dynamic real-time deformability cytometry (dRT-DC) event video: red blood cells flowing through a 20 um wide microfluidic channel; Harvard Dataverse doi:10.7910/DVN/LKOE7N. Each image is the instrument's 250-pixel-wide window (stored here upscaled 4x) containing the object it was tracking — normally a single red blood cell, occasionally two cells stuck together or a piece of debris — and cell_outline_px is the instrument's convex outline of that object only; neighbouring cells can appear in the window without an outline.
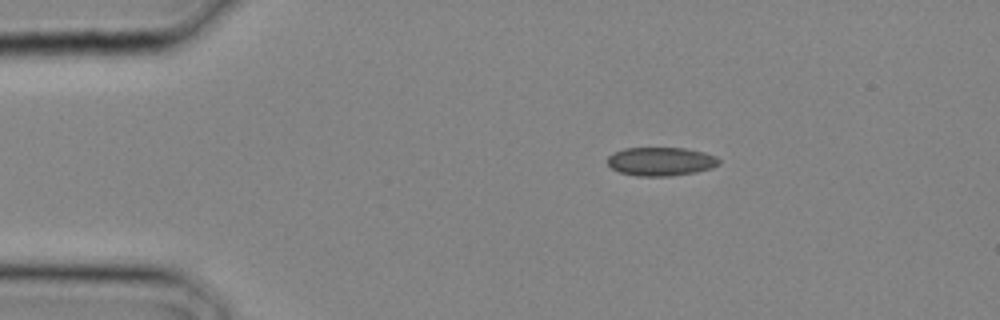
{"species": "common noctule bat (a hibernating species)", "species_latin": "Nyctalus noctula", "temperature_condition": "cold", "stored_images_in_passage": 2, "camera_frame_rate_fps": 3000, "um_per_image_px": 0.085, "animal": {"sex": "male", "body_mass_g": 20.4}, "frame": {"image": 1, "passage_image": 1, "time_ms": 0.0, "image_size_px": [1000, 320], "cell_outline_px": [[720, 164], [712, 168], [696, 172], [672, 176], [636, 176], [620, 172], [612, 168], [608, 164], [608, 156], [612, 152], [624, 148], [684, 148], [704, 152], [716, 156], [720, 160]], "centroid_in_image_um": [56.18, 13.72], "position_along_channel_um": 28.8, "area_um2": 18.73}}
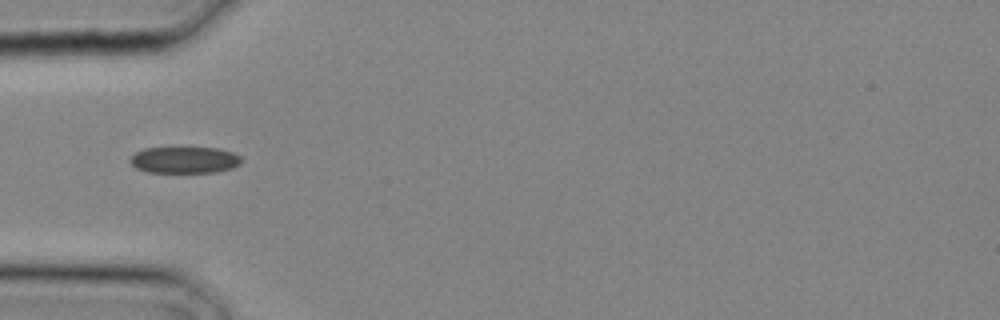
{"frame": {"image": 2, "passage_image": 2, "time_ms": 0.333, "image_size_px": [1000, 320], "cell_outline_px": [[244, 160], [240, 164], [232, 168], [216, 172], [148, 172], [136, 168], [128, 160], [136, 152], [144, 148], [216, 148], [232, 152], [240, 156]], "centroid_in_image_um": [15.7, 13.6], "position_along_channel_um": 69.3, "area_um2": 17.17}}